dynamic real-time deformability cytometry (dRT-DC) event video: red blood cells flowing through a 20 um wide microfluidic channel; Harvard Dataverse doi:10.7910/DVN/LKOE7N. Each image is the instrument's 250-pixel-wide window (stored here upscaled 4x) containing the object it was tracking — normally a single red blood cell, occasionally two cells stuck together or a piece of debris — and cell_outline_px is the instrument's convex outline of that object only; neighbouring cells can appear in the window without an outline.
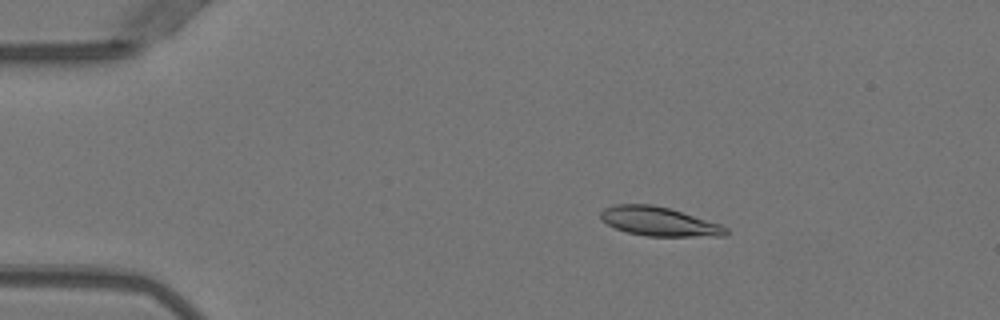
{"species": "Egyptian fruit bat (a non-hibernating species)", "species_latin": "Rousettus aegyptiacus", "temperature_condition": "warm", "stored_images_in_passage": 49, "camera_frame_rate_fps": 3000, "um_per_image_px": 0.085, "animal": {"sex": "female"}, "frame": {"image": 1, "passage_image": 7, "time_ms": 2.0, "image_size_px": [1000, 320], "cell_outline_px": [[728, 232], [724, 236], [648, 236], [628, 232], [616, 228], [600, 220], [600, 212], [604, 208], [616, 204], [652, 204], [668, 208], [720, 224], [728, 228]], "centroid_in_image_um": [55.99, 18.82], "position_along_channel_um": 29.0, "area_um2": 20.98}}
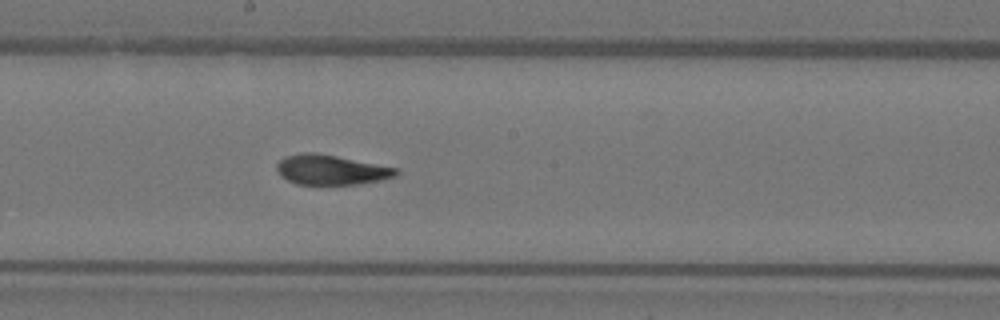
{"frame": {"image": 2, "passage_image": 26, "time_ms": 8.333, "image_size_px": [1000, 320], "cell_outline_px": [[400, 172], [396, 176], [380, 180], [356, 184], [296, 184], [280, 176], [276, 168], [276, 164], [284, 156], [304, 152], [316, 152], [400, 168]], "centroid_in_image_um": [28.15, 14.42], "position_along_channel_um": 220.1, "area_um2": 20.92}}
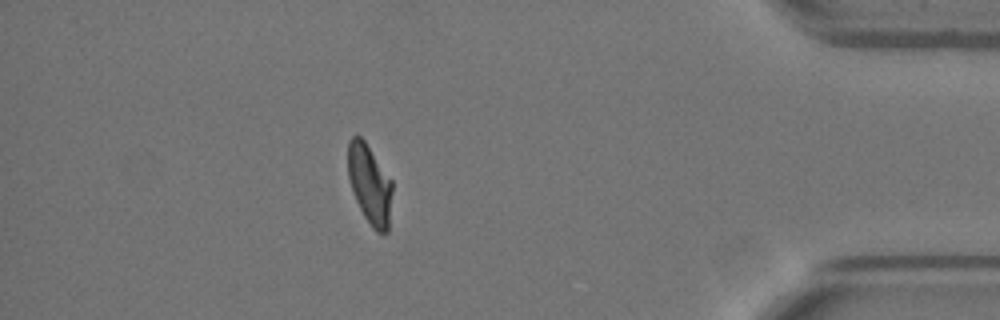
{"frame": {"image": 3, "passage_image": 43, "time_ms": 14.0, "image_size_px": [1000, 320], "cell_outline_px": [[392, 192], [388, 232], [376, 232], [372, 228], [364, 216], [352, 192], [348, 176], [348, 140], [352, 136], [360, 136], [364, 140], [392, 180]], "centroid_in_image_um": [31.42, 15.66], "position_along_channel_um": 403.8, "area_um2": 20.52}, "authors_computed_cell_mechanics": {"area_um2": 21.1548, "velocity_mm_per_s": 3.9962, "shape_relaxation_time_tau1_ms": 5.9267, "shape_relaxation_time_tau2_ms": 0.8422, "deformation_change_tau1": 0.2116, "deformation_change_tau2": 0.0636}}